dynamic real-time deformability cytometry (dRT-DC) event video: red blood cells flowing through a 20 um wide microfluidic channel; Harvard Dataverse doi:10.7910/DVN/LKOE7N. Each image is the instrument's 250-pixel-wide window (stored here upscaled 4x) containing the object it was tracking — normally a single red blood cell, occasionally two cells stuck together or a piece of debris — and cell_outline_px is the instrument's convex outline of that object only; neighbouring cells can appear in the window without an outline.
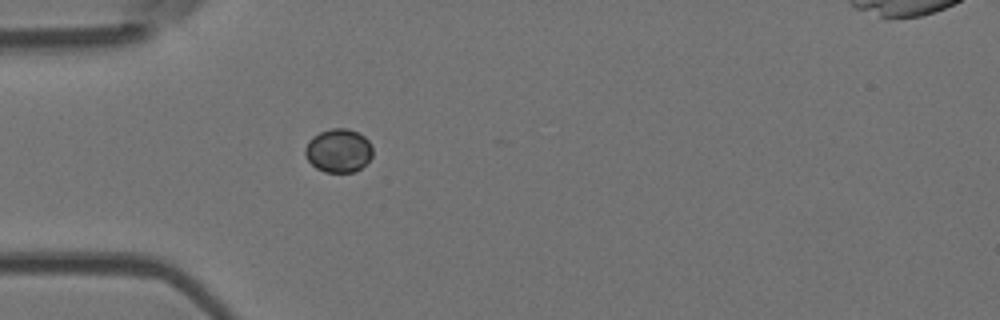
{"species": "Egyptian fruit bat (a non-hibernating species)", "species_latin": "Rousettus aegyptiacus", "temperature_condition": "room temperature", "stored_images_in_passage": 20, "camera_frame_rate_fps": 3000, "um_per_image_px": 0.085, "animal": {"sex": "female"}, "frame": {"image": 1, "passage_image": 1, "time_ms": 0.0, "image_size_px": [1000, 320], "cell_outline_px": [[372, 156], [360, 168], [352, 172], [324, 172], [316, 168], [304, 156], [304, 148], [308, 140], [312, 136], [320, 132], [332, 128], [348, 128], [364, 136], [368, 140], [372, 148]], "centroid_in_image_um": [28.73, 12.79], "position_along_channel_um": 56.3, "area_um2": 17.17}}
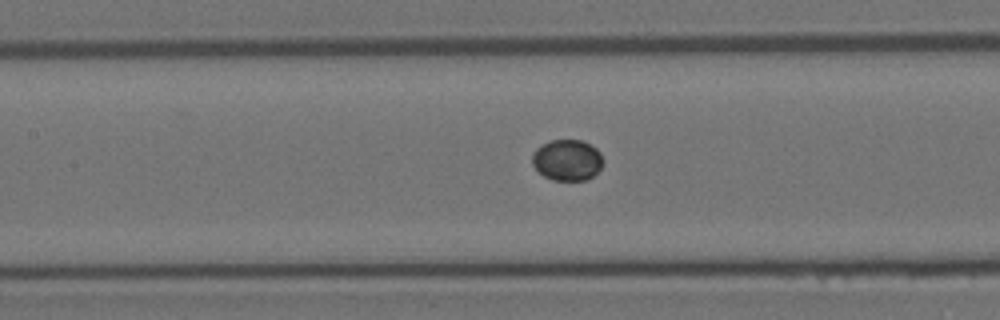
{"frame": {"image": 2, "passage_image": 9, "time_ms": 2.667, "image_size_px": [1000, 320], "cell_outline_px": [[604, 160], [600, 168], [588, 180], [552, 180], [544, 176], [532, 164], [532, 156], [536, 148], [552, 140], [580, 140], [596, 148], [600, 152]], "centroid_in_image_um": [48.22, 13.61], "position_along_channel_um": 159.2, "area_um2": 16.82}}
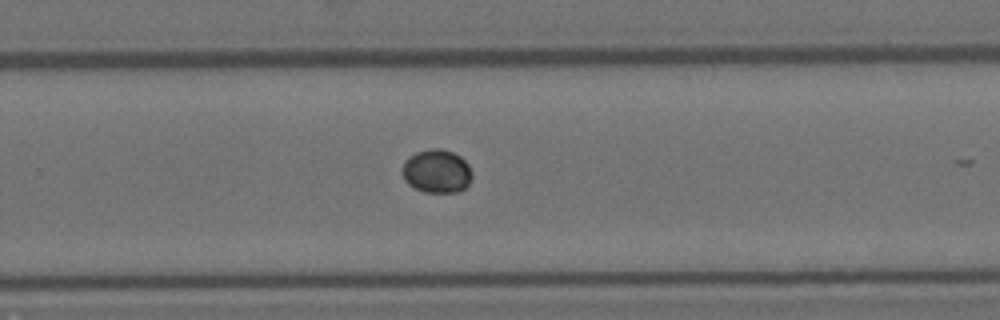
{"frame": {"image": 3, "passage_image": 19, "time_ms": 6.0, "image_size_px": [1000, 320], "cell_outline_px": [[472, 176], [468, 184], [464, 188], [456, 192], [424, 192], [408, 184], [404, 180], [400, 172], [400, 168], [404, 160], [408, 156], [416, 152], [432, 148], [440, 148], [452, 152], [460, 156], [468, 164], [472, 172]], "centroid_in_image_um": [37.07, 14.54], "position_along_channel_um": 292.7, "area_um2": 17.92}}